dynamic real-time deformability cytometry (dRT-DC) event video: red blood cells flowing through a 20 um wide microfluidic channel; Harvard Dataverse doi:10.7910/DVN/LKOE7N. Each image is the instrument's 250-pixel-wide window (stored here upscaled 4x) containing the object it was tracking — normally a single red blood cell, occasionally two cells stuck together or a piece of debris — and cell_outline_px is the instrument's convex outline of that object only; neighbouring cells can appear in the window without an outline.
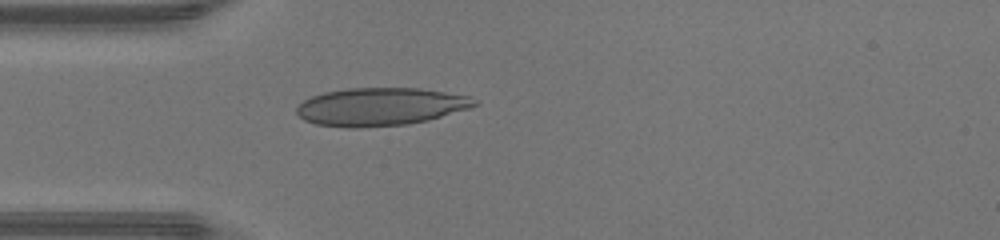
{"species": "human", "species_latin": "Homo sapiens", "temperature_condition": "warm", "stored_images_in_passage": 34, "camera_frame_rate_fps": 3000, "um_per_image_px": 0.085, "donor": {"sex": "male"}, "frame": {"image": 1, "passage_image": 1, "time_ms": 0.0, "image_size_px": [1000, 240], "cell_outline_px": [[480, 104], [468, 108], [428, 120], [408, 124], [360, 128], [348, 128], [316, 124], [304, 120], [296, 112], [296, 108], [304, 100], [312, 96], [324, 92], [348, 88], [420, 88], [468, 96], [476, 100]], "centroid_in_image_um": [32.31, 9.07], "position_along_channel_um": 52.7, "area_um2": 39.25}}
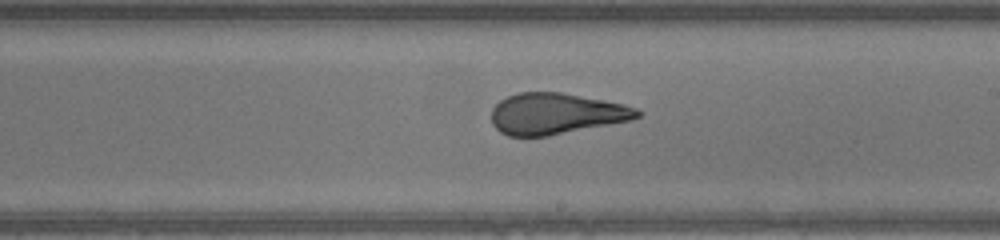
{"frame": {"image": 2, "passage_image": 14, "time_ms": 4.333, "image_size_px": [1000, 240], "cell_outline_px": [[640, 116], [632, 120], [548, 136], [508, 136], [500, 132], [492, 124], [492, 108], [500, 100], [508, 96], [520, 92], [560, 92], [604, 100], [624, 104], [636, 108], [640, 112]], "centroid_in_image_um": [47.25, 9.67], "position_along_channel_um": 241.7, "area_um2": 34.91}}
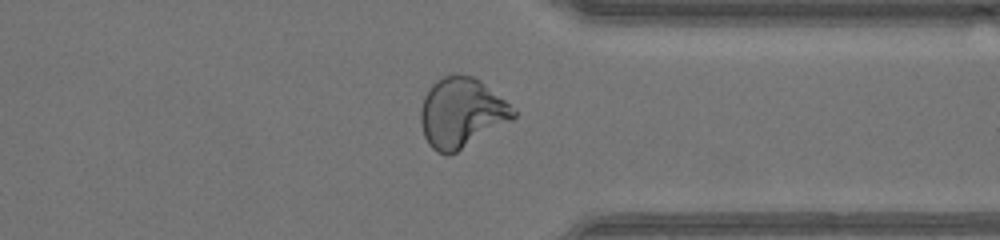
{"frame": {"image": 3, "passage_image": 23, "time_ms": 7.333, "image_size_px": [1000, 240], "cell_outline_px": [[516, 116], [512, 120], [456, 152], [448, 156], [436, 152], [428, 144], [424, 136], [420, 120], [420, 108], [424, 96], [428, 88], [436, 80], [444, 76], [456, 72], [472, 76], [480, 80], [516, 108]], "centroid_in_image_um": [39.21, 9.57], "position_along_channel_um": 372.2, "area_um2": 38.09}}